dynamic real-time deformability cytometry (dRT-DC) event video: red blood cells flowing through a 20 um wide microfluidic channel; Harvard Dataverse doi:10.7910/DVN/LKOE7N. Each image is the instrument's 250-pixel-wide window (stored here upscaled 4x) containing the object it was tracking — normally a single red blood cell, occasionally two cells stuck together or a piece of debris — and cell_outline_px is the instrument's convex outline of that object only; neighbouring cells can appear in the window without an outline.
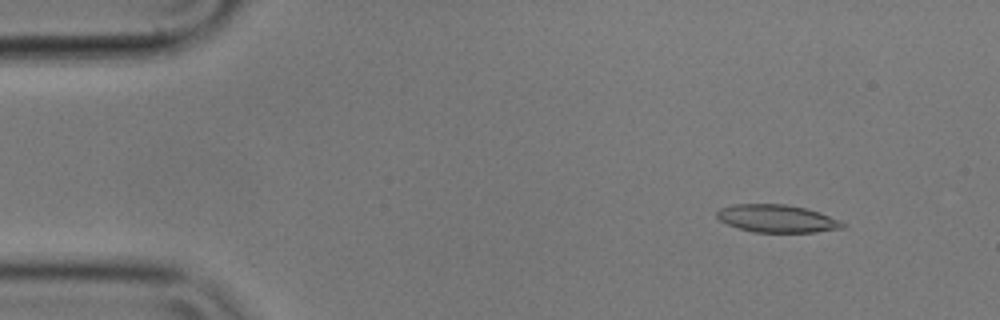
{"species": "common noctule bat (a hibernating species)", "species_latin": "Nyctalus noctula", "temperature_condition": "cold", "stored_images_in_passage": 5, "camera_frame_rate_fps": 3000, "um_per_image_px": 0.085, "animal": {"sex": "male", "body_mass_g": 17.9}, "frame": {"image": 1, "passage_image": 2, "time_ms": 0.333, "image_size_px": [1000, 320], "cell_outline_px": [[848, 224], [844, 228], [816, 232], [756, 232], [740, 228], [728, 224], [720, 220], [716, 216], [716, 212], [720, 208], [732, 204], [784, 204], [804, 208], [820, 212], [840, 220]], "centroid_in_image_um": [66.08, 18.57], "position_along_channel_um": 18.9, "area_um2": 20.29}}
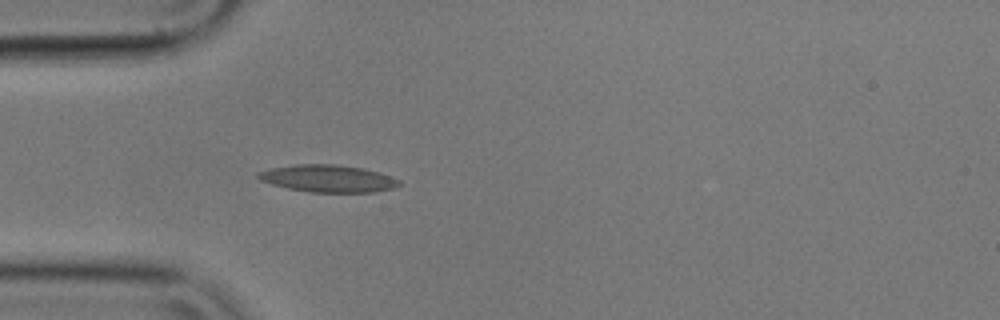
{"frame": {"image": 2, "passage_image": 5, "time_ms": 1.333, "image_size_px": [1000, 320], "cell_outline_px": [[400, 184], [392, 188], [376, 192], [308, 192], [288, 188], [272, 184], [260, 180], [256, 176], [256, 172], [272, 168], [296, 164], [336, 164], [364, 168], [380, 172], [400, 180]], "centroid_in_image_um": [27.88, 15.17], "position_along_channel_um": 57.1, "area_um2": 22.43}}